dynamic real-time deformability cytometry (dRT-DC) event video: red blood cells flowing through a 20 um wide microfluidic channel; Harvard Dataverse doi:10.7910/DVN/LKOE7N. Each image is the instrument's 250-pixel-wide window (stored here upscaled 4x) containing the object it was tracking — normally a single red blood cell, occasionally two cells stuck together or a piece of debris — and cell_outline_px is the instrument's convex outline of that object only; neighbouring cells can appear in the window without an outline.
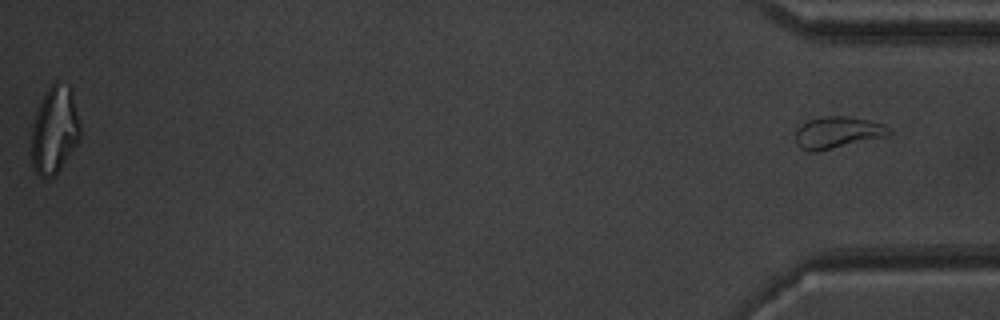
{"species": "common noctule bat (a hibernating species)", "species_latin": "Nyctalus noctula", "temperature_condition": "warm", "stored_images_in_passage": 53, "segment_of_instrument_passage": [2, 2], "camera_frame_rate_fps": 3000, "um_per_image_px": 0.085, "animal": {"sex": "male", "body_mass_g": 20.1, "forearm_length_mm": 53.5}, "frame": {"image": 1, "passage_image": 53, "time_ms": 17.333, "image_size_px": [1000, 320], "cell_outline_px": [[892, 132], [888, 136], [816, 152], [808, 152], [800, 148], [796, 144], [796, 128], [808, 120], [824, 116], [848, 116], [868, 120], [880, 124]], "centroid_in_image_um": [71.13, 11.27], "position_along_channel_um": 364.1, "area_um2": 17.22}}